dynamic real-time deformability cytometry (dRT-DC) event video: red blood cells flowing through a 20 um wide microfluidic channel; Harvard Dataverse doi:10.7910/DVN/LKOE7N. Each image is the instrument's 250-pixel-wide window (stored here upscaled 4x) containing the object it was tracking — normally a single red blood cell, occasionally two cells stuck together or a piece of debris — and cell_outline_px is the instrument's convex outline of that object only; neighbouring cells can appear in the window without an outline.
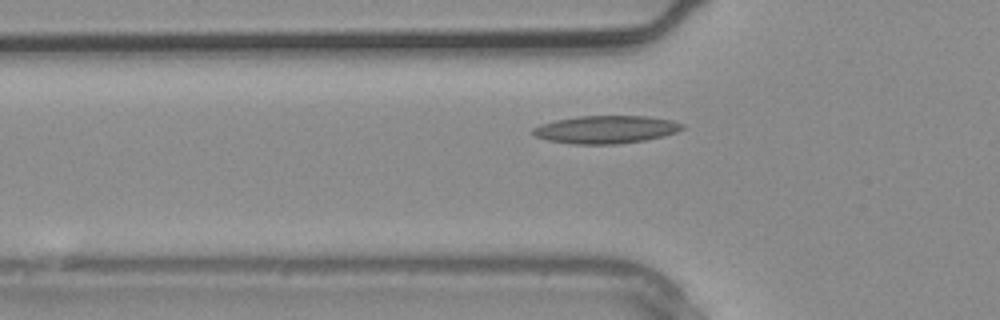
{"species": "common noctule bat (a hibernating species)", "species_latin": "Nyctalus noctula", "temperature_condition": "warm", "stored_images_in_passage": 2, "camera_frame_rate_fps": 3000, "um_per_image_px": 0.085, "animal": {"sex": "male", "body_mass_g": 20.4}, "frame": {"image": 1, "passage_image": 2, "time_ms": 0.333, "image_size_px": [1000, 320], "cell_outline_px": [[684, 128], [676, 132], [664, 136], [644, 140], [616, 144], [572, 144], [548, 140], [536, 136], [532, 132], [532, 128], [540, 124], [556, 120], [576, 116], [648, 116], [672, 120], [684, 124]], "centroid_in_image_um": [51.51, 11.0], "position_along_channel_um": 74.3, "area_um2": 24.22}}